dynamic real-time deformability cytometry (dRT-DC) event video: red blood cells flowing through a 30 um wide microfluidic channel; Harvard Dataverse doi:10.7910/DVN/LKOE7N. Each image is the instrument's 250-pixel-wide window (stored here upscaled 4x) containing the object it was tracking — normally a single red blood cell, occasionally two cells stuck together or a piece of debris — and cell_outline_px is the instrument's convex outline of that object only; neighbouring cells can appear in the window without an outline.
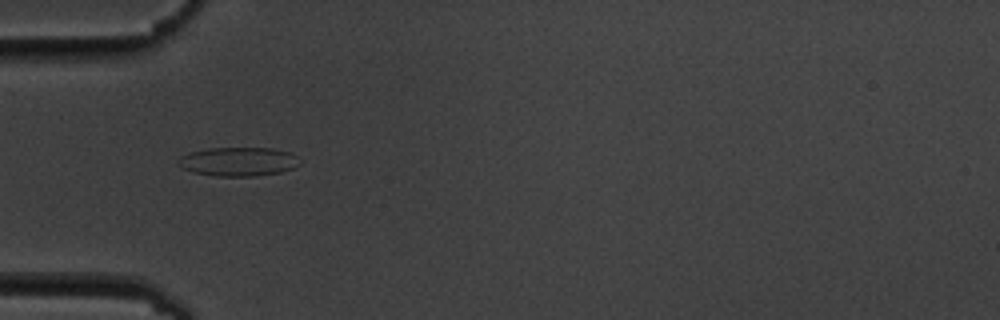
{"species": "common noctule bat (a hibernating species)", "species_latin": "Nyctalus noctula", "temperature_condition": "cold", "stored_images_in_passage": 3, "camera_frame_rate_fps": 3000, "um_per_image_px": 0.085, "animal": {"sex": "male", "body_mass_g": 19.5, "forearm_length_mm": 54.6}, "frame": {"image": 1, "passage_image": 2, "time_ms": 2.0, "image_size_px": [1000, 320], "cell_outline_px": [[304, 160], [300, 164], [292, 168], [280, 172], [256, 176], [216, 176], [192, 172], [180, 168], [176, 164], [180, 156], [188, 152], [208, 148], [272, 148], [292, 152], [300, 156]], "centroid_in_image_um": [20.28, 13.73], "position_along_channel_um": 64.7, "area_um2": 20.98}}